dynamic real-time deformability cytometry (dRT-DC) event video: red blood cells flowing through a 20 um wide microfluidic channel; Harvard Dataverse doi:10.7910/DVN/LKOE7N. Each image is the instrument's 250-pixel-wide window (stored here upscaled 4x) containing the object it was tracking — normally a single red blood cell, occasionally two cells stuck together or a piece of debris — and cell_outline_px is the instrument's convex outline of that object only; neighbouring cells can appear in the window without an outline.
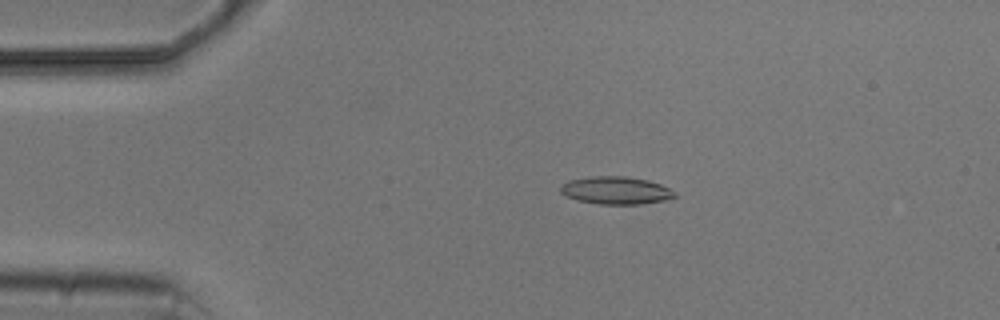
{"species": "common noctule bat (a hibernating species)", "species_latin": "Nyctalus noctula", "temperature_condition": "cold", "stored_images_in_passage": 6, "camera_frame_rate_fps": 3000, "um_per_image_px": 0.085, "animal": {"sex": "male", "body_mass_g": 20.5, "forearm_length_mm": 52.5}, "frame": {"image": 1, "passage_image": 3, "time_ms": 3.333, "image_size_px": [1000, 320], "cell_outline_px": [[676, 196], [664, 200], [640, 204], [600, 204], [576, 200], [560, 192], [560, 184], [568, 180], [592, 176], [624, 176], [648, 180], [660, 184], [676, 192]], "centroid_in_image_um": [52.32, 16.18], "position_along_channel_um": 32.7, "area_um2": 18.38}}
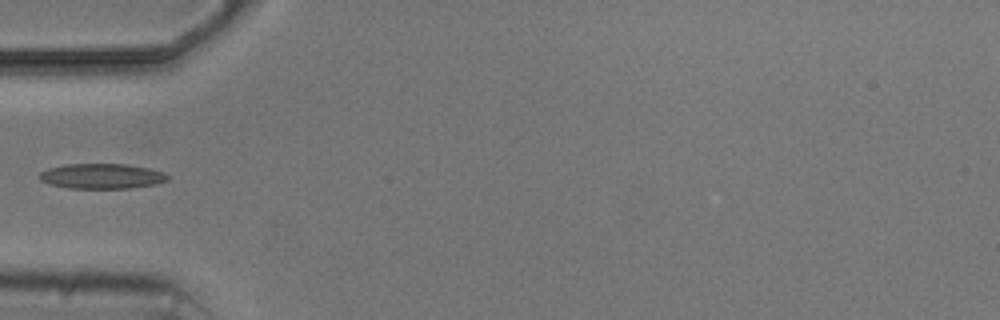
{"frame": {"image": 2, "passage_image": 5, "time_ms": 5.667, "image_size_px": [1000, 320], "cell_outline_px": [[168, 180], [156, 184], [128, 188], [68, 188], [52, 184], [40, 180], [40, 172], [48, 168], [64, 164], [128, 164], [148, 168], [164, 172], [168, 176]], "centroid_in_image_um": [8.66, 14.96], "position_along_channel_um": 76.3, "area_um2": 18.67}}
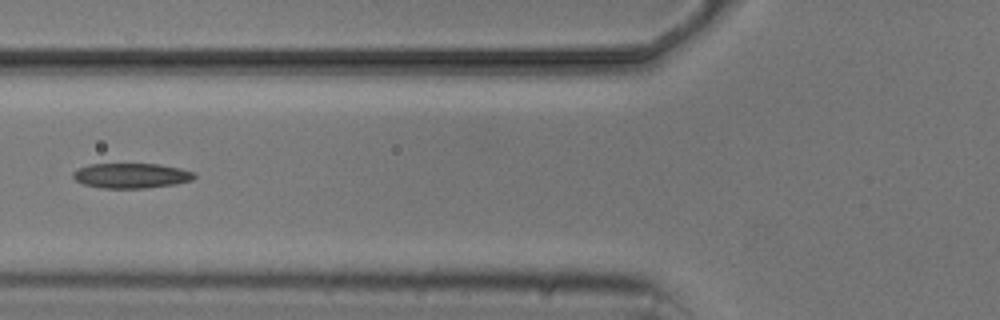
{"frame": {"image": 3, "passage_image": 6, "time_ms": 6.667, "image_size_px": [1000, 320], "cell_outline_px": [[196, 176], [192, 180], [176, 184], [144, 188], [104, 188], [84, 184], [76, 180], [72, 176], [72, 172], [76, 168], [88, 164], [160, 164], [180, 168], [196, 172]], "centroid_in_image_um": [11.16, 14.92], "position_along_channel_um": 114.6, "area_um2": 17.8}}